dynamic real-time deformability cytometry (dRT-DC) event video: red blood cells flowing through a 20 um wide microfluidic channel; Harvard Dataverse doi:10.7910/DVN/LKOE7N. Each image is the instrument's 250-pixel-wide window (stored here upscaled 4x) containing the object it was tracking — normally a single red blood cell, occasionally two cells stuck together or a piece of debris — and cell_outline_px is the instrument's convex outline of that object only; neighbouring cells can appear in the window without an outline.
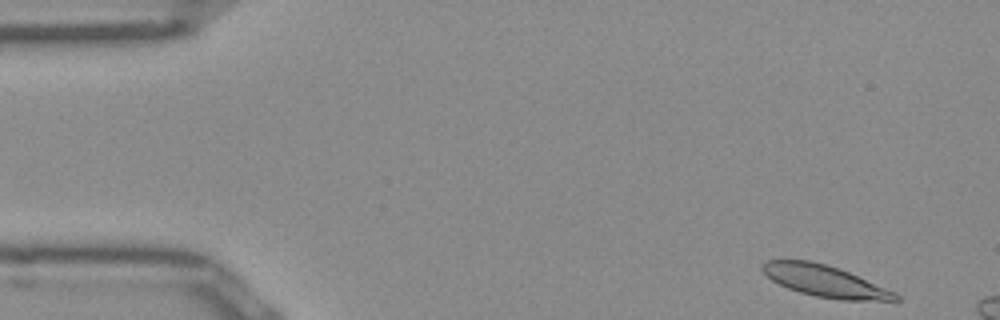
{"species": "Egyptian fruit bat (a non-hibernating species)", "species_latin": "Rousettus aegyptiacus", "temperature_condition": "room temperature", "stored_images_in_passage": 8, "camera_frame_rate_fps": 3000, "um_per_image_px": 0.085, "frame": {"image": 1, "passage_image": 1, "time_ms": 0.0, "image_size_px": [1000, 320], "cell_outline_px": [[900, 300], [840, 300], [816, 296], [800, 292], [788, 288], [772, 280], [760, 268], [760, 264], [768, 260], [808, 260], [824, 264], [848, 272], [892, 292], [900, 296]], "centroid_in_image_um": [70.03, 23.88], "position_along_channel_um": 15.0, "area_um2": 23.76}}